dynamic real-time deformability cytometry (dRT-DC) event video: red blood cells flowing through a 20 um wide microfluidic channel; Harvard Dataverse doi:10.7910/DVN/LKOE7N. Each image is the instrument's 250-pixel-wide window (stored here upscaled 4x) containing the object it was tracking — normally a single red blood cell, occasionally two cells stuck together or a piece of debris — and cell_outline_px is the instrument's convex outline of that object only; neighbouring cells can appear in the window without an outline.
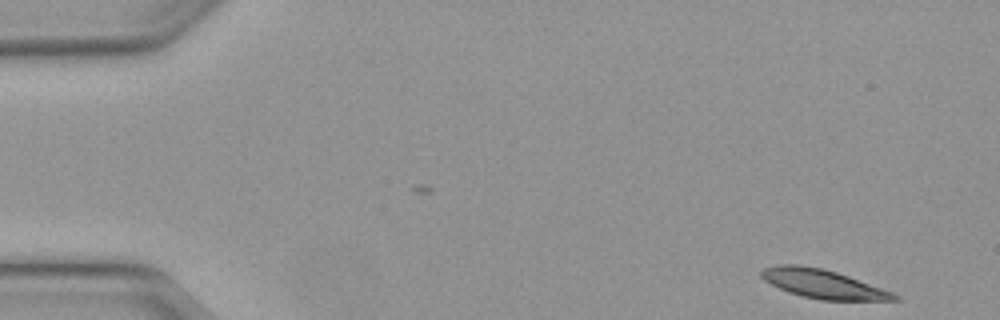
{"species": "Egyptian fruit bat (a non-hibernating species)", "species_latin": "Rousettus aegyptiacus", "temperature_condition": "warm", "stored_images_in_passage": 48, "segment_of_instrument_passage": [1, 2], "camera_frame_rate_fps": 3000, "um_per_image_px": 0.085, "animal": {"sex": "female"}, "frame": {"image": 1, "passage_image": 1, "time_ms": 0.0, "image_size_px": [1000, 320], "cell_outline_px": [[904, 300], [820, 300], [788, 292], [764, 280], [760, 276], [760, 272], [764, 268], [780, 264], [796, 264], [820, 268], [836, 272], [848, 276], [892, 292], [900, 296]], "centroid_in_image_um": [69.96, 24.14], "position_along_channel_um": 15.0, "area_um2": 22.08}}
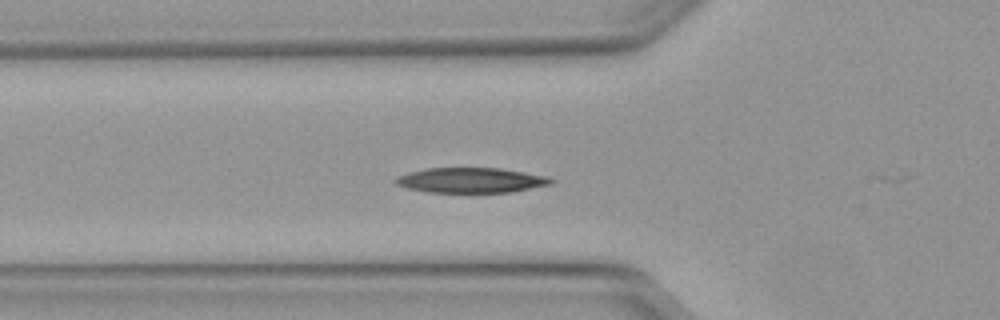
{"frame": {"image": 2, "passage_image": 15, "time_ms": 4.667, "image_size_px": [1000, 320], "cell_outline_px": [[556, 180], [552, 184], [512, 192], [428, 192], [408, 188], [396, 184], [392, 180], [396, 176], [408, 172], [424, 168], [500, 168], [548, 176]], "centroid_in_image_um": [40.03, 15.31], "position_along_channel_um": 85.8, "area_um2": 22.89}}
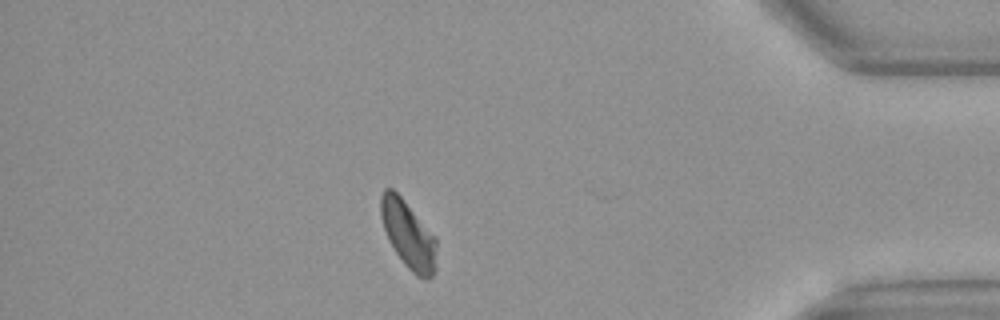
{"frame": {"image": 3, "passage_image": 41, "time_ms": 13.333, "image_size_px": [1000, 320], "cell_outline_px": [[436, 268], [432, 276], [428, 280], [424, 280], [416, 276], [404, 264], [388, 240], [380, 216], [380, 196], [384, 188], [392, 188], [404, 200], [436, 236]], "centroid_in_image_um": [34.71, 19.96], "position_along_channel_um": 400.5, "area_um2": 22.14}}